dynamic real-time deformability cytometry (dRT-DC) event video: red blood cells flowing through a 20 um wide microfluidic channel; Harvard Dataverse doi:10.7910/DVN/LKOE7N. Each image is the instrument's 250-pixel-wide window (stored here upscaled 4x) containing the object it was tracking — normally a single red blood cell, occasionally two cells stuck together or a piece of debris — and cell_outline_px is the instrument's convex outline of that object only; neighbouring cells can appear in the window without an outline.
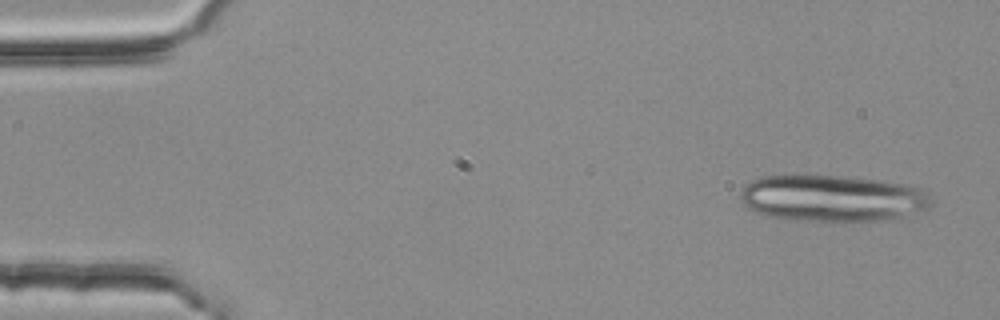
{"species": "common noctule bat (a hibernating species)", "species_latin": "Nyctalus noctula", "temperature_condition": "room temperature", "stored_images_in_passage": 4, "camera_frame_rate_fps": 3000, "um_per_image_px": 0.085, "animal": {"sex": "female", "body_mass_g": 25.1}, "frame": {"image": 1, "passage_image": 1, "time_ms": 0.0, "image_size_px": [1000, 320], "cell_outline_px": [[932, 204], [928, 208], [896, 220], [840, 224], [788, 220], [772, 216], [748, 208], [740, 200], [740, 192], [752, 180], [764, 176], [840, 176], [884, 180], [920, 188], [928, 192]], "centroid_in_image_um": [70.84, 16.91], "position_along_channel_um": 14.2, "area_um2": 53.06}}